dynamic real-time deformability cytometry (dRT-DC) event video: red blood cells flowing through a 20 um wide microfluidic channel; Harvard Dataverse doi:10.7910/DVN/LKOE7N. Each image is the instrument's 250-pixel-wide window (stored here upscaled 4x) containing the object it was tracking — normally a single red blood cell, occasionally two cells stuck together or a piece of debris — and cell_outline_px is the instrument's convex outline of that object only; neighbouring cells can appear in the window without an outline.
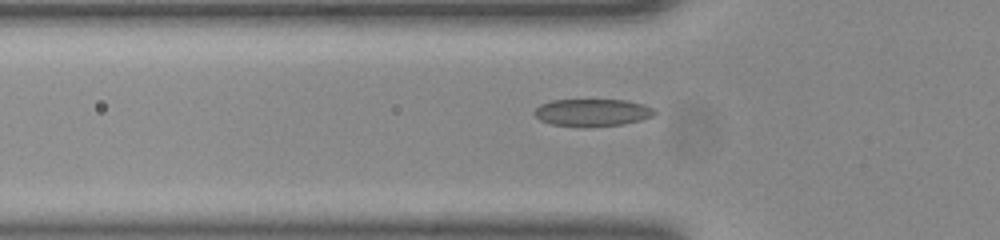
{"species": "common noctule bat (a hibernating species)", "species_latin": "Nyctalus noctula", "temperature_condition": "room temperature", "stored_images_in_passage": 38, "camera_frame_rate_fps": 3000, "um_per_image_px": 0.085, "animal": {"sex": "female", "body_mass_g": 23.0, "forearm_length_mm": 53.4}, "frame": {"image": 1, "passage_image": 5, "time_ms": 1.333, "image_size_px": [1000, 240], "cell_outline_px": [[656, 112], [652, 116], [640, 120], [620, 124], [584, 128], [552, 124], [540, 120], [536, 116], [536, 108], [540, 104], [552, 100], [624, 100], [644, 104], [652, 108]], "centroid_in_image_um": [50.33, 9.57], "position_along_channel_um": 75.5, "area_um2": 19.07}}
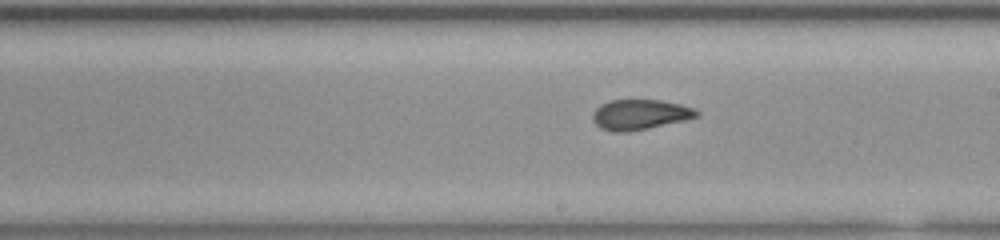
{"frame": {"image": 2, "passage_image": 17, "time_ms": 5.333, "image_size_px": [1000, 240], "cell_outline_px": [[700, 116], [684, 120], [648, 128], [628, 132], [612, 132], [600, 128], [592, 120], [592, 112], [600, 104], [612, 100], [660, 100], [680, 104], [696, 108], [700, 112]], "centroid_in_image_um": [54.39, 9.74], "position_along_channel_um": 234.6, "area_um2": 18.44}}
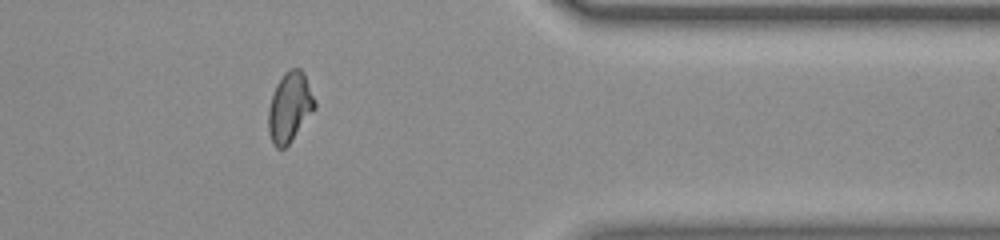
{"frame": {"image": 3, "passage_image": 30, "time_ms": 9.667, "image_size_px": [1000, 240], "cell_outline_px": [[316, 108], [288, 144], [284, 148], [276, 148], [272, 144], [268, 132], [268, 108], [276, 84], [284, 72], [292, 68], [300, 68], [304, 72], [316, 100]], "centroid_in_image_um": [24.63, 9.09], "position_along_channel_um": 386.8, "area_um2": 18.96}, "authors_computed_cell_mechanics": {"area_um2": 18.4382, "velocity_mm_per_s": 3.9601, "shape_relaxation_time_tau1_ms": null, "shape_relaxation_time_tau2_ms": 1.5634, "deformation_change_tau1": null, "deformation_change_tau2": 0.0648}}